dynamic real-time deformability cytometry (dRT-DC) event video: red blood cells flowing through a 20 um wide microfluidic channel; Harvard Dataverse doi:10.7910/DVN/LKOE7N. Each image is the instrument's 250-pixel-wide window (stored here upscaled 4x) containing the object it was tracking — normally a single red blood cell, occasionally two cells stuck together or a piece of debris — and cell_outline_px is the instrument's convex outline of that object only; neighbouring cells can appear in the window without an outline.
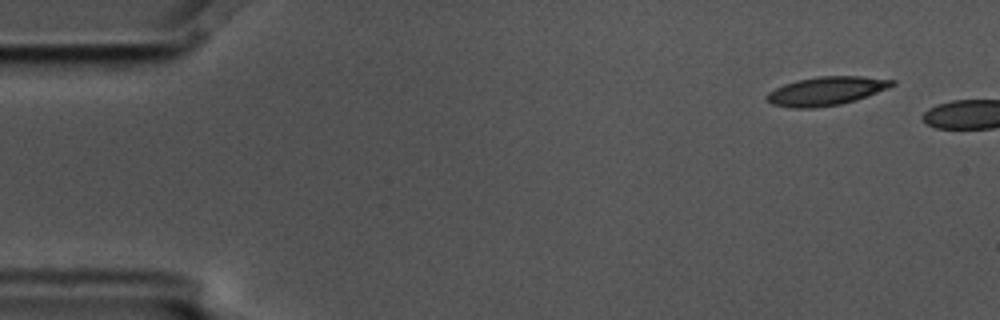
{"species": "common noctule bat (a hibernating species)", "species_latin": "Nyctalus noctula", "temperature_condition": "cold", "stored_images_in_passage": 2, "camera_frame_rate_fps": 3000, "um_per_image_px": 0.085, "animal": {"sex": "male", "body_mass_g": 17.5, "forearm_length_mm": 52.3}, "frame": {"image": 1, "passage_image": 1, "time_ms": 0.0, "image_size_px": [1000, 320], "cell_outline_px": [[896, 84], [888, 88], [856, 100], [840, 104], [812, 108], [792, 108], [772, 104], [764, 96], [768, 92], [784, 84], [796, 80], [820, 76], [864, 76], [896, 80]], "centroid_in_image_um": [70.23, 7.73], "position_along_channel_um": 14.8, "area_um2": 20.92}}